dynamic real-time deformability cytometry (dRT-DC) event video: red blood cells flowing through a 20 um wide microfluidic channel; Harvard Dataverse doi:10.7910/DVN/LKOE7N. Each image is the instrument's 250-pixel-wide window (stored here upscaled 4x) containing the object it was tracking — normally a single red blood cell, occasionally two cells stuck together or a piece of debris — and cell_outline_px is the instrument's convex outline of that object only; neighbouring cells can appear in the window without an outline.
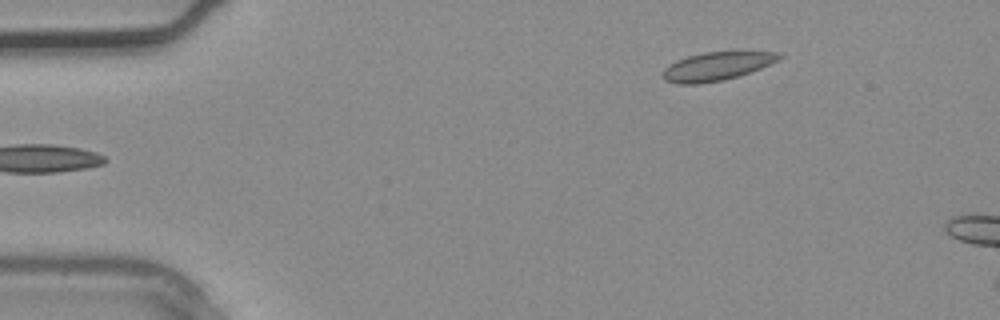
{"species": "common noctule bat (a hibernating species)", "species_latin": "Nyctalus noctula", "temperature_condition": "warm", "stored_images_in_passage": 5, "camera_frame_rate_fps": 3000, "um_per_image_px": 0.085, "animal": {"sex": "male", "body_mass_g": 20.4}, "frame": {"image": 1, "passage_image": 1, "time_ms": 0.0, "image_size_px": [1000, 320], "cell_outline_px": [[784, 56], [760, 68], [724, 80], [696, 84], [676, 84], [664, 80], [664, 68], [668, 64], [676, 60], [688, 56], [704, 52], [780, 52]], "centroid_in_image_um": [60.87, 5.63], "position_along_channel_um": 24.1, "area_um2": 18.96}}